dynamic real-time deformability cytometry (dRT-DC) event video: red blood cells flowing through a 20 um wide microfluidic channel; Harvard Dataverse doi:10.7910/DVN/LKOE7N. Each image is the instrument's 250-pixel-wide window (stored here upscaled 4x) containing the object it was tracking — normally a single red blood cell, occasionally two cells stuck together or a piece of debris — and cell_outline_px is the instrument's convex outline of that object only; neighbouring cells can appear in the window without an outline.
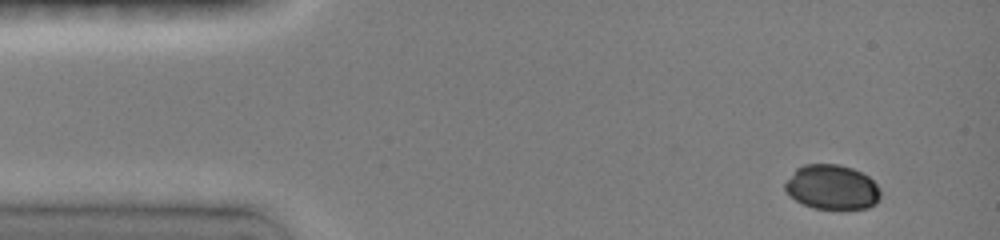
{"species": "common noctule bat (a hibernating species)", "species_latin": "Nyctalus noctula", "temperature_condition": "room temperature", "stored_images_in_passage": 9, "camera_frame_rate_fps": 3000, "um_per_image_px": 0.085, "animal": {"sex": "female", "body_mass_g": 19.0, "forearm_length_mm": 51.5}, "frame": {"image": 1, "passage_image": 2, "time_ms": 0.667, "image_size_px": [1000, 240], "cell_outline_px": [[880, 196], [876, 204], [868, 208], [812, 208], [796, 200], [784, 188], [784, 184], [796, 168], [804, 164], [840, 164], [852, 168], [868, 176], [880, 188]], "centroid_in_image_um": [70.73, 15.9], "position_along_channel_um": 14.3, "area_um2": 24.68}}
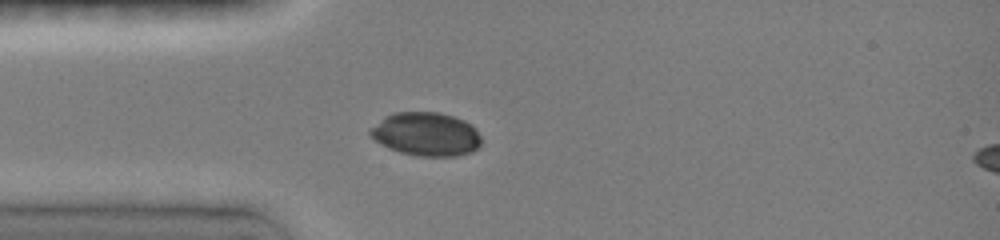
{"frame": {"image": 2, "passage_image": 8, "time_ms": 3.667, "image_size_px": [1000, 240], "cell_outline_px": [[480, 148], [472, 152], [456, 156], [416, 156], [400, 152], [388, 148], [380, 144], [368, 136], [368, 132], [384, 116], [392, 112], [440, 112], [464, 120], [476, 128], [480, 136]], "centroid_in_image_um": [36.21, 11.41], "position_along_channel_um": 48.8, "area_um2": 28.5}}